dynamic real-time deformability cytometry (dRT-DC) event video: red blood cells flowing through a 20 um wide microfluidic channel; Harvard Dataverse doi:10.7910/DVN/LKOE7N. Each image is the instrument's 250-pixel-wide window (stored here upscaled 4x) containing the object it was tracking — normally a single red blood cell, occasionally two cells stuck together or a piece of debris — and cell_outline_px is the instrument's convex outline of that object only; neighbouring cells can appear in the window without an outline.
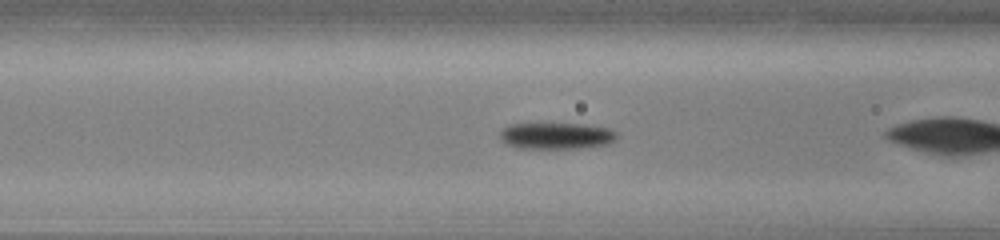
{"species": "common noctule bat (a hibernating species)", "species_latin": "Nyctalus noctula", "temperature_condition": "cold", "stored_images_in_passage": 13, "camera_frame_rate_fps": 3000, "um_per_image_px": 0.085, "animal": {"sex": "male", "body_mass_g": 13.0, "forearm_length_mm": 53.1}, "frame": {"image": 1, "passage_image": 6, "time_ms": 1.667, "image_size_px": [1000, 240], "cell_outline_px": [[616, 140], [608, 144], [588, 148], [520, 148], [504, 144], [500, 140], [500, 132], [504, 128], [512, 124], [584, 124], [608, 128], [616, 132]], "centroid_in_image_um": [47.3, 11.56], "position_along_channel_um": 119.3, "area_um2": 18.09}}